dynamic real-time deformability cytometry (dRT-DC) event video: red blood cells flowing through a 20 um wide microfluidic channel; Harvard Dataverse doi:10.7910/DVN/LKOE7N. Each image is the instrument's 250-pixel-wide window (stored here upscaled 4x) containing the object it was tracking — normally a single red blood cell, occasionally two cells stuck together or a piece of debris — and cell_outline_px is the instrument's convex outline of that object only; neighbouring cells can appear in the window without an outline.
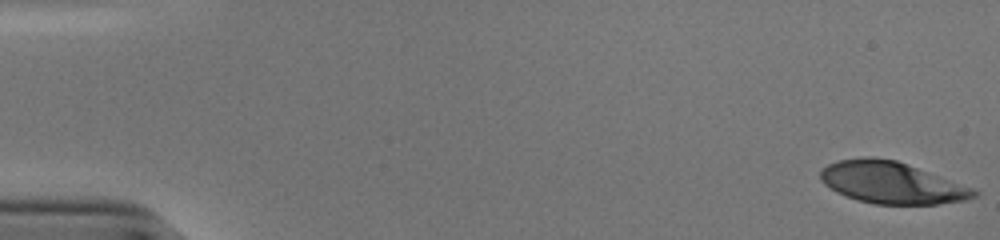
{"species": "human", "species_latin": "Homo sapiens", "temperature_condition": "cold", "stored_images_in_passage": 54, "camera_frame_rate_fps": 3000, "um_per_image_px": 0.085, "donor": {"sex": "male"}, "frame": {"image": 1, "passage_image": 1, "time_ms": 0.0, "image_size_px": [1000, 240], "cell_outline_px": [[976, 196], [964, 200], [936, 204], [876, 204], [856, 200], [836, 192], [824, 184], [820, 180], [820, 172], [828, 164], [840, 160], [864, 156], [872, 156], [896, 160], [972, 188], [976, 192]], "centroid_in_image_um": [75.72, 15.52], "position_along_channel_um": 9.3, "area_um2": 36.93}}
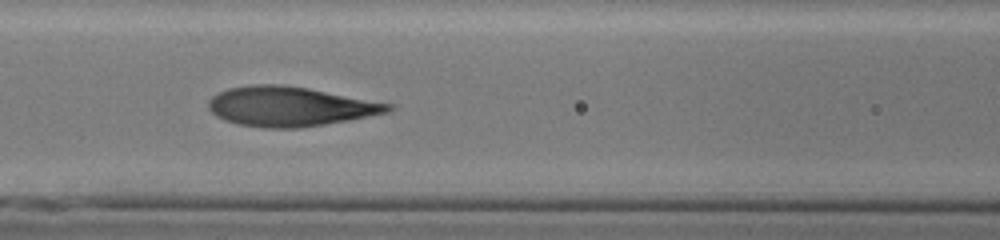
{"frame": {"image": 2, "passage_image": 24, "time_ms": 7.667, "image_size_px": [1000, 240], "cell_outline_px": [[392, 108], [388, 112], [348, 120], [300, 128], [264, 128], [236, 124], [224, 120], [216, 116], [208, 108], [208, 100], [212, 96], [228, 88], [252, 84], [280, 84], [308, 88], [392, 104]], "centroid_in_image_um": [24.58, 9.05], "position_along_channel_um": 142.0, "area_um2": 41.33}}
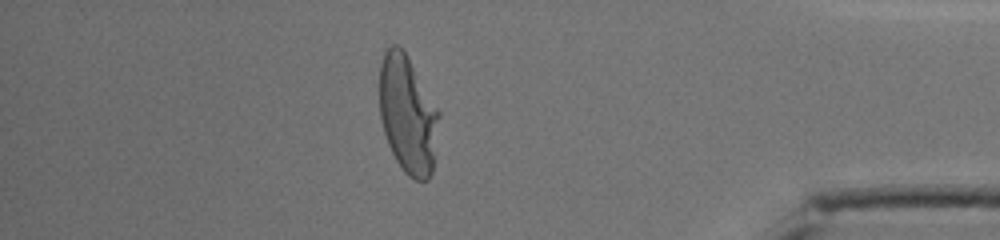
{"frame": {"image": 3, "passage_image": 47, "time_ms": 15.333, "image_size_px": [1000, 240], "cell_outline_px": [[440, 116], [432, 172], [428, 180], [416, 180], [408, 176], [404, 172], [396, 160], [388, 144], [384, 132], [380, 116], [380, 64], [384, 52], [392, 44], [396, 44], [404, 52], [440, 112]], "centroid_in_image_um": [34.66, 9.77], "position_along_channel_um": 400.5, "area_um2": 40.46}, "authors_computed_cell_mechanics": {"area_um2": 40.3444, "velocity_mm_per_s": 3.8192, "shape_relaxation_time_tau1_ms": 4.3682, "shape_relaxation_time_tau2_ms": 0.829, "deformation_change_tau1": 0.2428, "deformation_change_tau2": 0.0804}}